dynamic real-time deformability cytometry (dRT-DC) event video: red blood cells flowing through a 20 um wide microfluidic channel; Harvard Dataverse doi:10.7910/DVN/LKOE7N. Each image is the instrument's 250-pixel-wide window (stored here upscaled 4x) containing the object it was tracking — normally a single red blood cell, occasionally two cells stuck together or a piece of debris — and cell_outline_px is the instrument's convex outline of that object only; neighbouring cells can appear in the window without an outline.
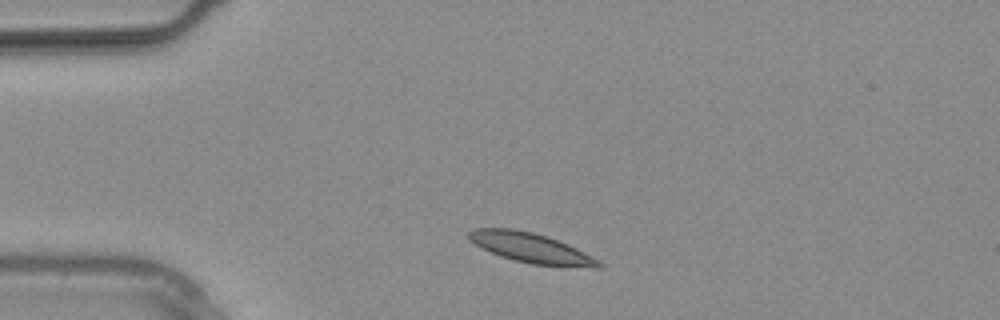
{"species": "common noctule bat (a hibernating species)", "species_latin": "Nyctalus noctula", "temperature_condition": "warm", "stored_images_in_passage": 5, "camera_frame_rate_fps": 3000, "um_per_image_px": 0.085, "animal": {"sex": "male", "body_mass_g": 20.4}, "frame": {"image": 1, "passage_image": 1, "time_ms": 0.0, "image_size_px": [1000, 320], "cell_outline_px": [[604, 268], [596, 268], [532, 264], [500, 256], [468, 240], [468, 232], [472, 228], [512, 228], [532, 232], [548, 236], [568, 244], [600, 260], [604, 264]], "centroid_in_image_um": [45.18, 21.07], "position_along_channel_um": 39.8, "area_um2": 22.6}}
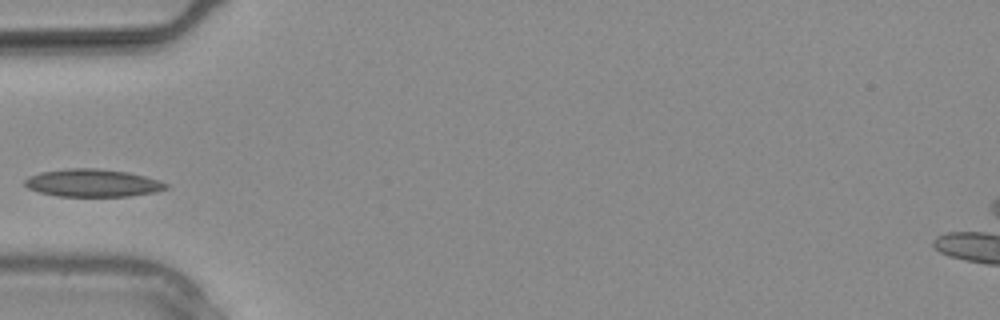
{"frame": {"image": 2, "passage_image": 4, "time_ms": 1.0, "image_size_px": [1000, 320], "cell_outline_px": [[168, 188], [156, 192], [132, 196], [56, 196], [40, 192], [28, 188], [24, 184], [24, 180], [28, 176], [40, 172], [68, 168], [96, 168], [128, 172], [160, 180], [168, 184]], "centroid_in_image_um": [7.88, 15.55], "position_along_channel_um": 77.1, "area_um2": 22.89}}